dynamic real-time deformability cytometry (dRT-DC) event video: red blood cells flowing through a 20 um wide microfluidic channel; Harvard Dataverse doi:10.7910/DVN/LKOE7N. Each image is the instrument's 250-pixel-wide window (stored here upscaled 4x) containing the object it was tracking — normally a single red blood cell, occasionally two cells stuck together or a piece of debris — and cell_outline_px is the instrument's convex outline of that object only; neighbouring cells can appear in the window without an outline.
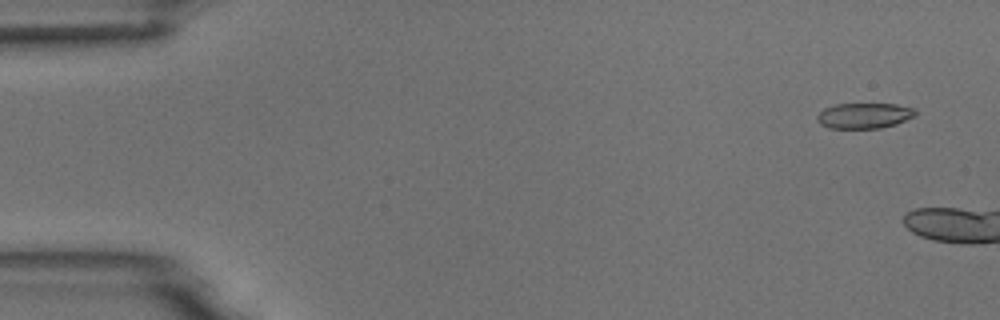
{"species": "common noctule bat (a hibernating species)", "species_latin": "Nyctalus noctula", "temperature_condition": "room temperature", "stored_images_in_passage": 3, "camera_frame_rate_fps": 3000, "um_per_image_px": 0.085, "animal": {"sex": "male", "body_mass_g": 18.8}, "frame": {"image": 1, "passage_image": 1, "time_ms": 0.0, "image_size_px": [1000, 320], "cell_outline_px": [[916, 116], [896, 124], [880, 128], [828, 128], [820, 124], [816, 120], [816, 116], [824, 108], [836, 104], [896, 104], [916, 108]], "centroid_in_image_um": [73.47, 9.83], "position_along_channel_um": 11.5, "area_um2": 14.74}}